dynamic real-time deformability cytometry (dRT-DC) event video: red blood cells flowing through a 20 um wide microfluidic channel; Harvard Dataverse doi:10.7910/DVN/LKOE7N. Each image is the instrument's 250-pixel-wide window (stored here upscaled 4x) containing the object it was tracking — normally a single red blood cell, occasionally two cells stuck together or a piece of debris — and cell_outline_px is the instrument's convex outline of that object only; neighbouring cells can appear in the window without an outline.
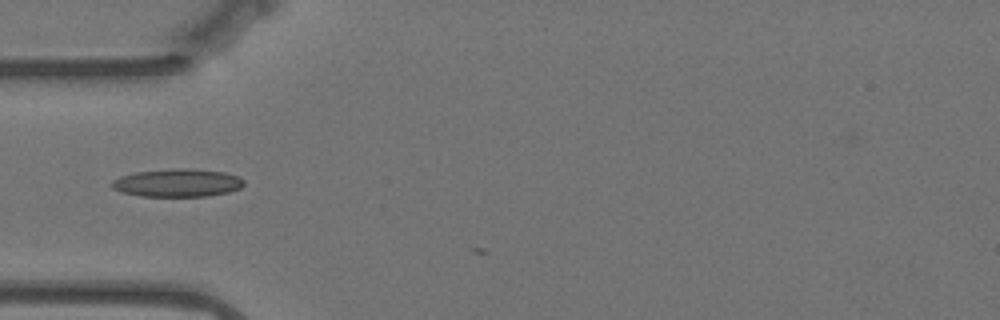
{"species": "Egyptian fruit bat (a non-hibernating species)", "species_latin": "Rousettus aegyptiacus", "temperature_condition": "warm", "stored_images_in_passage": 2, "camera_frame_rate_fps": 3000, "um_per_image_px": 0.085, "animal": {"sex": "female"}, "frame": {"image": 1, "passage_image": 1, "time_ms": 0.0, "image_size_px": [1000, 320], "cell_outline_px": [[244, 184], [240, 188], [228, 192], [208, 196], [140, 196], [120, 192], [112, 188], [112, 180], [120, 176], [136, 172], [172, 168], [192, 168], [224, 172], [236, 176], [244, 180]], "centroid_in_image_um": [15.06, 15.54], "position_along_channel_um": 69.9, "area_um2": 21.62}}